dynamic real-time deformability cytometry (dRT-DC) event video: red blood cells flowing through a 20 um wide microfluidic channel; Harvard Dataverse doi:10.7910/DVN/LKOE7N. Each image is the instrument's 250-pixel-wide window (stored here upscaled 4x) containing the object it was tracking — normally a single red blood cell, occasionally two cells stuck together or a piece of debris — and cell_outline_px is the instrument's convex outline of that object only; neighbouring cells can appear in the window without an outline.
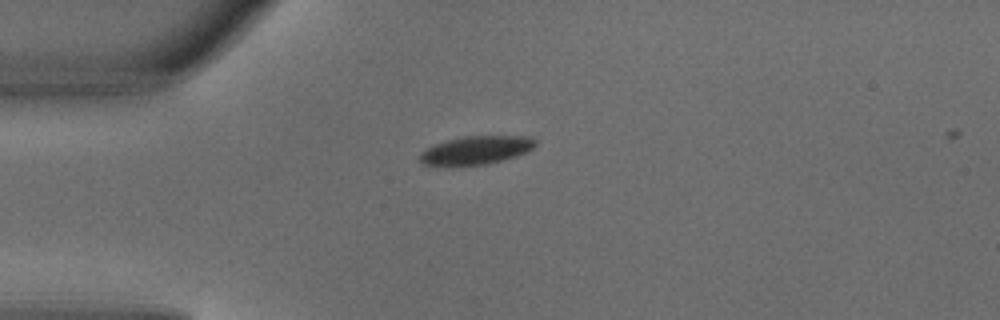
{"species": "common noctule bat (a hibernating species)", "species_latin": "Nyctalus noctula", "temperature_condition": "warm", "stored_images_in_passage": 2, "camera_frame_rate_fps": 3000, "um_per_image_px": 0.085, "animal": {"sex": "male", "body_mass_g": 18.8}, "frame": {"image": 1, "passage_image": 1, "time_ms": 0.0, "image_size_px": [1000, 320], "cell_outline_px": [[536, 144], [532, 148], [516, 156], [484, 164], [440, 168], [424, 164], [420, 160], [420, 152], [436, 144], [448, 140], [464, 136], [528, 136], [536, 140]], "centroid_in_image_um": [40.4, 12.79], "position_along_channel_um": 44.6, "area_um2": 19.19}}